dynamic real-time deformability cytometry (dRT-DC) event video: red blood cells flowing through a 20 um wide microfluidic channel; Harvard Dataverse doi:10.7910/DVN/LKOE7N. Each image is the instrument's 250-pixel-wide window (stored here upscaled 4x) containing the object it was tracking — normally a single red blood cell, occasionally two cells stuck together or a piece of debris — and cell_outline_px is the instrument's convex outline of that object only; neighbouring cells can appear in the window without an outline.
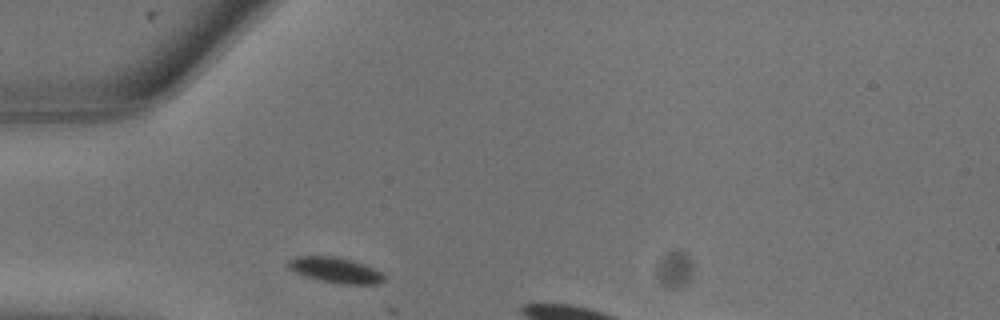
{"species": "common noctule bat (a hibernating species)", "species_latin": "Nyctalus noctula", "temperature_condition": "warm", "stored_images_in_passage": 3, "camera_frame_rate_fps": 3000, "um_per_image_px": 0.085, "animal": {"sex": "male", "body_mass_g": 13.3}, "frame": {"image": 1, "passage_image": 1, "time_ms": 0.0, "image_size_px": [1000, 320], "cell_outline_px": [[384, 280], [380, 284], [340, 284], [320, 280], [304, 276], [288, 268], [288, 260], [296, 256], [332, 256], [352, 260], [364, 264], [384, 272]], "centroid_in_image_um": [28.54, 22.96], "position_along_channel_um": 56.5, "area_um2": 14.33}}